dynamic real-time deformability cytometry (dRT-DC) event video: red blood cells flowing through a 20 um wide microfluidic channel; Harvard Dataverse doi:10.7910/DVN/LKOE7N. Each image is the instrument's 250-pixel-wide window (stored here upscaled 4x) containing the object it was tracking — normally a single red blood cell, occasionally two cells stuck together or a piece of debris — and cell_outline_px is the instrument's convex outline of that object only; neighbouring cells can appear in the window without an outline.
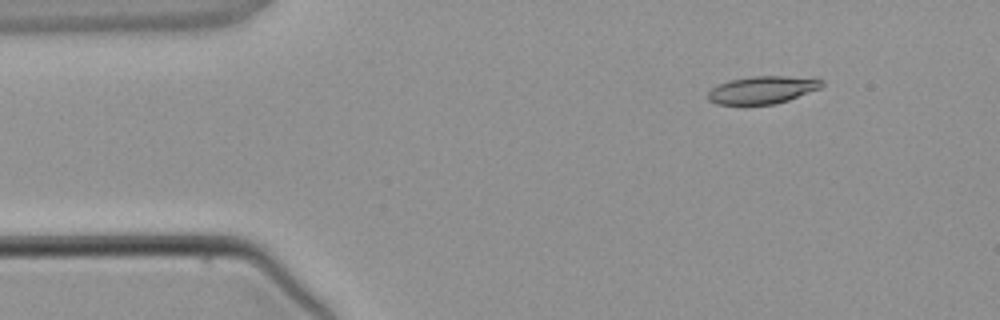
{"species": "common noctule bat (a hibernating species)", "species_latin": "Nyctalus noctula", "temperature_condition": "warm", "stored_images_in_passage": 4, "camera_frame_rate_fps": 3000, "um_per_image_px": 0.085, "animal": {"sex": "male", "body_mass_g": 21.5, "forearm_length_mm": 52.0}, "frame": {"image": 1, "passage_image": 2, "time_ms": 1.333, "image_size_px": [1000, 320], "cell_outline_px": [[824, 84], [820, 88], [788, 100], [776, 104], [716, 104], [708, 100], [708, 92], [712, 88], [728, 80], [752, 76], [788, 76], [824, 80]], "centroid_in_image_um": [64.79, 7.64], "position_along_channel_um": 20.2, "area_um2": 18.15}}
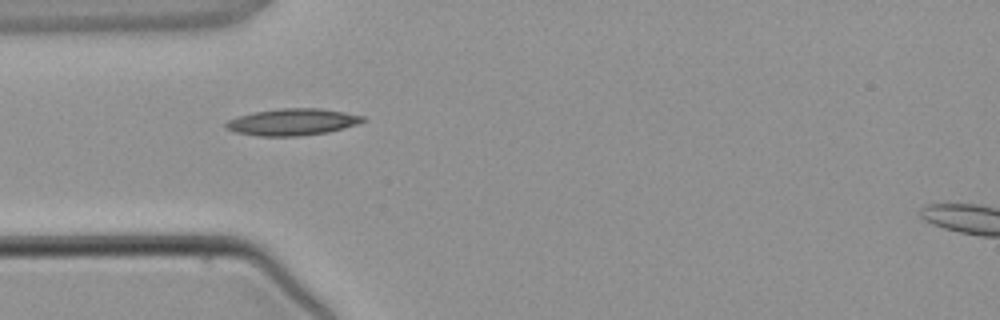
{"frame": {"image": 2, "passage_image": 4, "time_ms": 3.667, "image_size_px": [1000, 320], "cell_outline_px": [[364, 120], [356, 124], [328, 132], [296, 136], [260, 136], [236, 132], [224, 128], [224, 124], [228, 120], [252, 112], [280, 108], [320, 108], [344, 112], [364, 116]], "centroid_in_image_um": [24.81, 10.36], "position_along_channel_um": 60.2, "area_um2": 21.15}}